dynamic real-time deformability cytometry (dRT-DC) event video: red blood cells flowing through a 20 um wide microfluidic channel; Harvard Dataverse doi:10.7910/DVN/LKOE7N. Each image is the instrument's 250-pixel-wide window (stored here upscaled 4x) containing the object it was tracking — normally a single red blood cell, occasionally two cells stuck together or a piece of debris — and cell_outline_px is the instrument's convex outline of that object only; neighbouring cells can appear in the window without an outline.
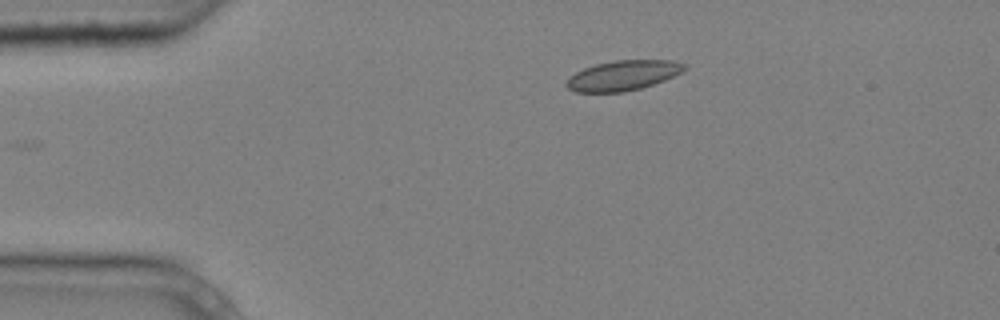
{"species": "common noctule bat (a hibernating species)", "species_latin": "Nyctalus noctula", "temperature_condition": "cold", "stored_images_in_passage": 3, "camera_frame_rate_fps": 3000, "um_per_image_px": 0.085, "animal": {"sex": "male", "body_mass_g": 20.4}, "frame": {"image": 1, "passage_image": 3, "time_ms": 0.667, "image_size_px": [1000, 320], "cell_outline_px": [[688, 68], [664, 80], [640, 88], [624, 92], [576, 92], [568, 88], [564, 84], [576, 72], [584, 68], [596, 64], [616, 60], [672, 60], [684, 64]], "centroid_in_image_um": [52.95, 6.41], "position_along_channel_um": 32.1, "area_um2": 20.35}}